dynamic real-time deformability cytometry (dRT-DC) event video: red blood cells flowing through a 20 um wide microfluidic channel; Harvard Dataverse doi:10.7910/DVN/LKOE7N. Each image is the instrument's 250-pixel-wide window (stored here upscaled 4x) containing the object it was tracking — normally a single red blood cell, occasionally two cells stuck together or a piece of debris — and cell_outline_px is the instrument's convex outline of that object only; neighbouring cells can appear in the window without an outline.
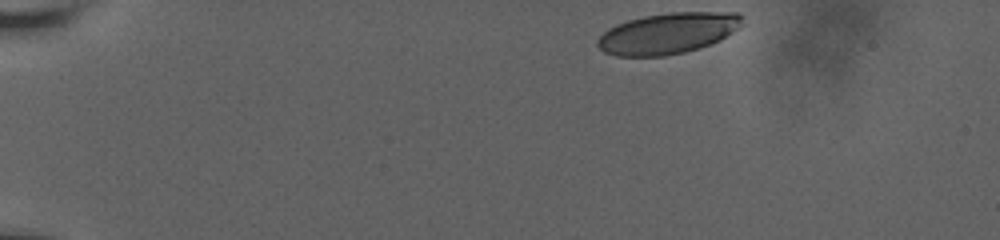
{"species": "human", "species_latin": "Homo sapiens", "temperature_condition": "room temperature", "stored_images_in_passage": 41, "camera_frame_rate_fps": 3000, "um_per_image_px": 0.085, "donor": {"sex": "male"}, "frame": {"image": 1, "passage_image": 1, "time_ms": 0.0, "image_size_px": [1000, 240], "cell_outline_px": [[744, 24], [720, 40], [684, 52], [664, 56], [616, 56], [604, 52], [596, 44], [596, 40], [608, 28], [616, 24], [628, 20], [644, 16], [672, 12], [740, 12], [744, 16]], "centroid_in_image_um": [56.78, 2.82], "position_along_channel_um": 28.2, "area_um2": 34.62}}
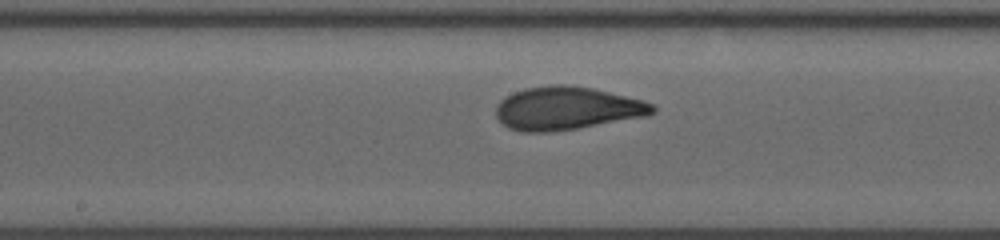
{"frame": {"image": 2, "passage_image": 23, "time_ms": 7.333, "image_size_px": [1000, 240], "cell_outline_px": [[656, 112], [648, 116], [576, 128], [548, 132], [524, 132], [508, 128], [496, 116], [496, 104], [500, 100], [512, 92], [524, 88], [552, 84], [564, 84], [592, 88], [644, 100], [652, 104], [656, 108]], "centroid_in_image_um": [48.18, 9.19], "position_along_channel_um": 200.0, "area_um2": 39.42}}
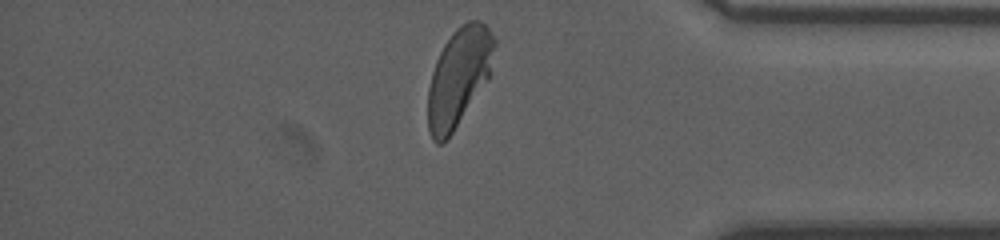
{"frame": {"image": 3, "passage_image": 40, "time_ms": 13.0, "image_size_px": [1000, 240], "cell_outline_px": [[496, 44], [492, 72], [488, 80], [452, 132], [440, 144], [436, 144], [432, 140], [428, 132], [428, 88], [432, 72], [436, 60], [444, 44], [452, 32], [456, 28], [468, 20], [480, 20], [496, 36]], "centroid_in_image_um": [39.02, 6.51], "position_along_channel_um": 396.2, "area_um2": 38.26}, "authors_computed_cell_mechanics": {"area_um2": 38.0324, "velocity_mm_per_s": 3.7796, "shape_relaxation_time_tau1_ms": 4.0152, "shape_relaxation_time_tau2_ms": null, "deformation_change_tau1": 0.1441, "deformation_change_tau2": null}}